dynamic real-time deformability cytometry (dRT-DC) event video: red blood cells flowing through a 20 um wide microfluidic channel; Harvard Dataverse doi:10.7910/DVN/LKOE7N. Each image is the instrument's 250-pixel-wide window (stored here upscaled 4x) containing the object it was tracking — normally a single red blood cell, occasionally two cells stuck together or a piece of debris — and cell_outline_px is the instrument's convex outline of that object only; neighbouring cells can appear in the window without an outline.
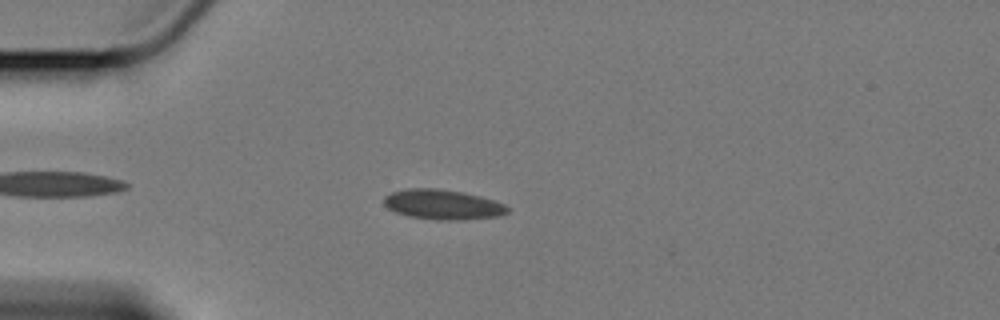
{"species": "Egyptian fruit bat (a non-hibernating species)", "species_latin": "Rousettus aegyptiacus", "temperature_condition": "cold", "stored_images_in_passage": 50, "camera_frame_rate_fps": 3000, "um_per_image_px": 0.085, "animal": {"sex": "female"}, "frame": {"image": 1, "passage_image": 7, "time_ms": 2.0, "image_size_px": [1000, 320], "cell_outline_px": [[508, 212], [500, 216], [464, 220], [436, 220], [408, 216], [396, 212], [388, 208], [384, 204], [384, 196], [392, 192], [404, 188], [440, 188], [480, 196], [504, 204], [508, 208]], "centroid_in_image_um": [37.61, 17.39], "position_along_channel_um": 47.4, "area_um2": 21.62}}
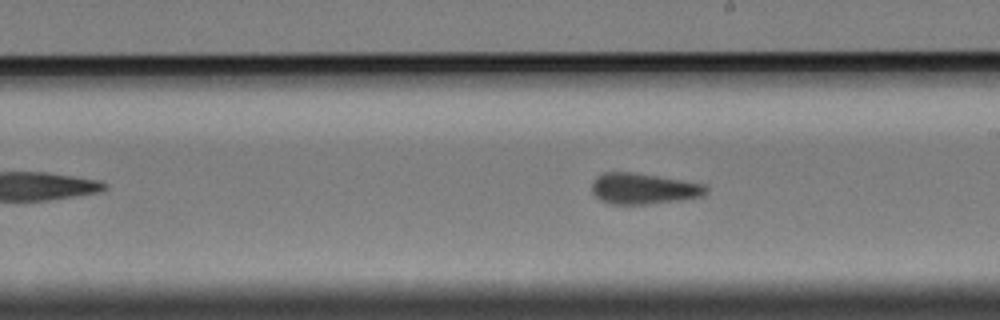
{"frame": {"image": 2, "passage_image": 25, "time_ms": 8.0, "image_size_px": [1000, 320], "cell_outline_px": [[708, 192], [704, 196], [680, 200], [648, 204], [608, 204], [600, 200], [592, 192], [592, 184], [596, 176], [604, 172], [636, 172], [684, 180], [704, 184], [708, 188]], "centroid_in_image_um": [54.71, 16.03], "position_along_channel_um": 234.3, "area_um2": 20.87}}
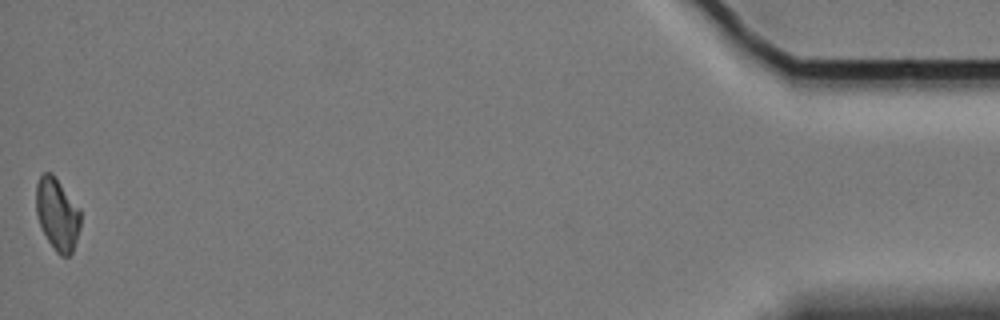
{"frame": {"image": 3, "passage_image": 50, "time_ms": 16.333, "image_size_px": [1000, 320], "cell_outline_px": [[80, 228], [72, 252], [68, 256], [60, 256], [56, 252], [48, 240], [40, 224], [36, 212], [36, 184], [40, 176], [44, 172], [52, 172], [56, 176], [80, 208]], "centroid_in_image_um": [4.88, 18.17], "position_along_channel_um": 430.3, "area_um2": 18.79}, "authors_computed_cell_mechanics": {"area_um2": 20.3456, "velocity_mm_per_s": 3.404, "shape_relaxation_time_tau1_ms": null, "shape_relaxation_time_tau2_ms": 4.5727, "deformation_change_tau1": null, "deformation_change_tau2": 0.0784}}